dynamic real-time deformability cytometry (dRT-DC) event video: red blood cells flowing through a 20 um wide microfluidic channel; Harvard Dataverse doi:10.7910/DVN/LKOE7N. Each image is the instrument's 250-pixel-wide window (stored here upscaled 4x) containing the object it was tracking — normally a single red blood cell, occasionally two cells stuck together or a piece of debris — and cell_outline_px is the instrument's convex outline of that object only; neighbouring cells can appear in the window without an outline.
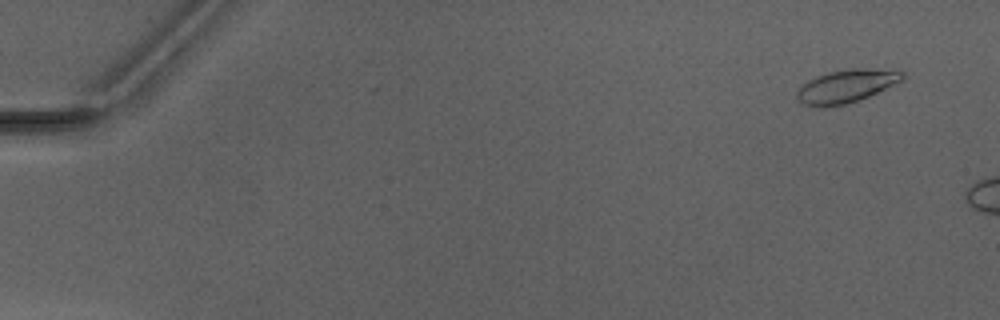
{"species": "Egyptian fruit bat (a non-hibernating species)", "species_latin": "Rousettus aegyptiacus", "temperature_condition": "warm", "stored_images_in_passage": 15, "camera_frame_rate_fps": 3000, "um_per_image_px": 0.085, "animal": {"sex": "male"}, "frame": {"image": 1, "passage_image": 1, "time_ms": 0.0, "image_size_px": [1000, 320], "cell_outline_px": [[904, 76], [900, 80], [868, 96], [844, 104], [804, 104], [796, 100], [796, 92], [808, 80], [816, 76], [828, 72], [852, 68], [868, 68], [904, 72]], "centroid_in_image_um": [71.9, 7.28], "position_along_channel_um": 13.1, "area_um2": 19.31}}